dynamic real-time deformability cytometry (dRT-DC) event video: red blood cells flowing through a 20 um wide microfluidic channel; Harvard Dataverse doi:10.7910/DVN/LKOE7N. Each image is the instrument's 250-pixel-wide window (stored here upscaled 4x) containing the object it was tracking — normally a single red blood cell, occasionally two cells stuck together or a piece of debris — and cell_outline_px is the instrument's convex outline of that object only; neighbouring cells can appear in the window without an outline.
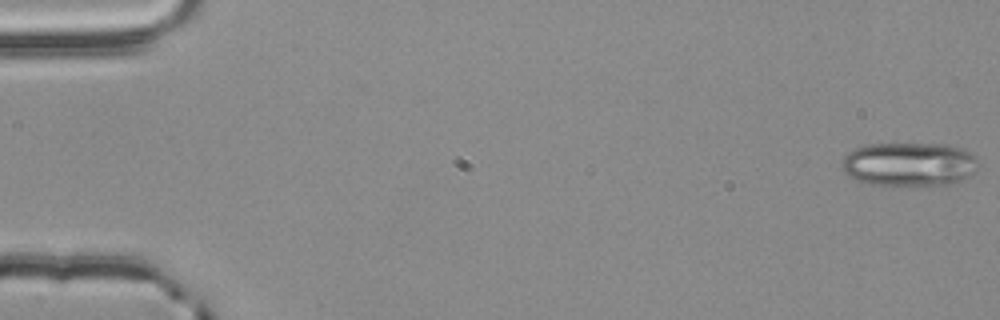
{"species": "common noctule bat (a hibernating species)", "species_latin": "Nyctalus noctula", "temperature_condition": "room temperature", "stored_images_in_passage": 55, "camera_frame_rate_fps": 3000, "um_per_image_px": 0.085, "animal": {"sex": "male", "body_mass_g": 20.4}, "frame": {"image": 1, "passage_image": 1, "time_ms": 0.0, "image_size_px": [1000, 320], "cell_outline_px": [[980, 164], [976, 172], [960, 180], [948, 184], [892, 188], [872, 184], [856, 180], [844, 172], [844, 156], [848, 152], [856, 148], [868, 144], [948, 144], [960, 148], [976, 156], [980, 160]], "centroid_in_image_um": [77.32, 13.99], "position_along_channel_um": 7.7, "area_um2": 35.6}}
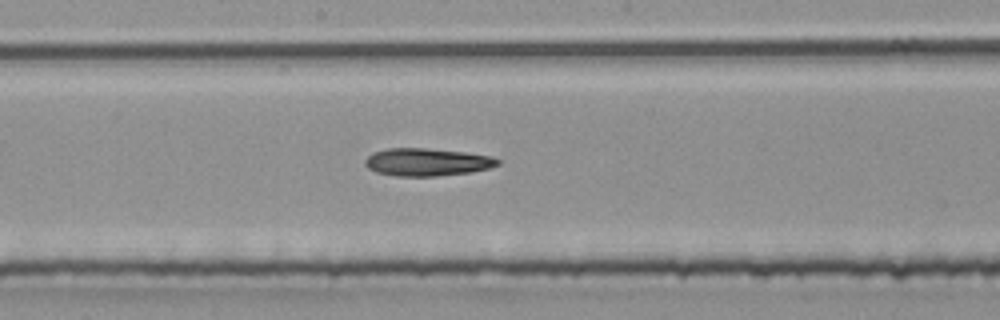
{"frame": {"image": 2, "passage_image": 30, "time_ms": 9.667, "image_size_px": [1000, 320], "cell_outline_px": [[500, 164], [488, 168], [468, 172], [436, 176], [392, 176], [376, 172], [368, 168], [364, 164], [364, 160], [372, 152], [388, 148], [424, 148], [464, 152], [488, 156], [500, 160]], "centroid_in_image_um": [36.22, 13.78], "position_along_channel_um": 212.0, "area_um2": 21.27}}
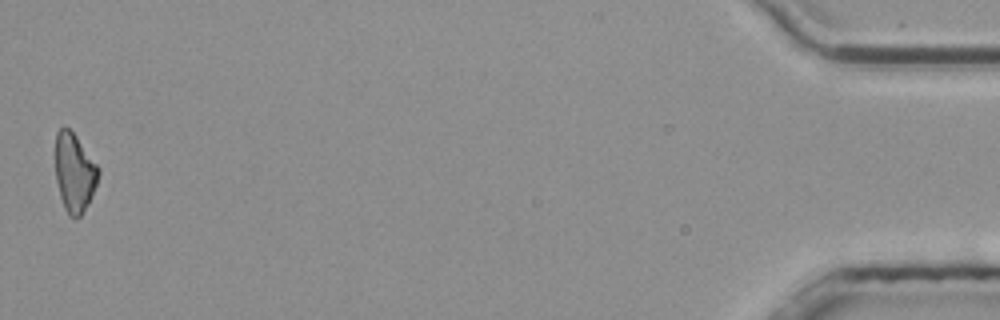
{"frame": {"image": 3, "passage_image": 55, "time_ms": 18.0, "image_size_px": [1000, 320], "cell_outline_px": [[100, 172], [96, 184], [88, 204], [80, 216], [68, 216], [64, 208], [60, 196], [56, 180], [56, 132], [60, 128], [68, 128], [76, 136], [100, 168]], "centroid_in_image_um": [6.33, 14.67], "position_along_channel_um": 428.9, "area_um2": 19.48}, "authors_computed_cell_mechanics": {"area_um2": 21.386, "velocity_mm_per_s": 3.8029, "shape_relaxation_time_tau1_ms": null, "shape_relaxation_time_tau2_ms": 3.0998, "deformation_change_tau1": null, "deformation_change_tau2": 0.1151}}